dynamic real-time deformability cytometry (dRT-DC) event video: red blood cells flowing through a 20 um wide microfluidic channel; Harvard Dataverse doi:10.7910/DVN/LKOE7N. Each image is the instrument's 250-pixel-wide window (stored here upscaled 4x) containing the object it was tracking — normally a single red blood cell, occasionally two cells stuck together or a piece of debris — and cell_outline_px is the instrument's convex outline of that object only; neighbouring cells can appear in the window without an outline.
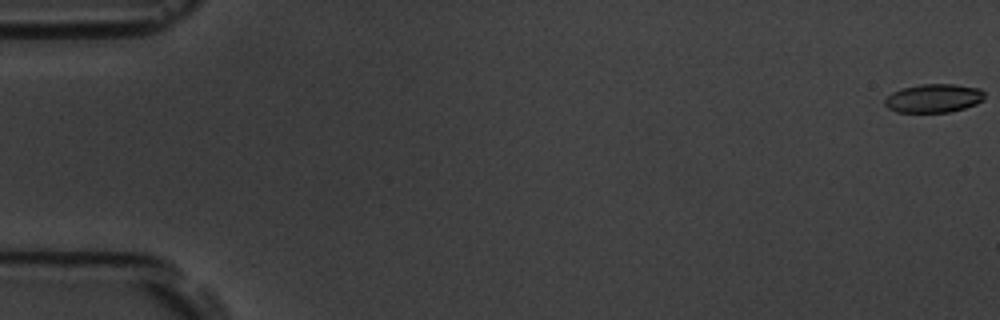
{"species": "common noctule bat (a hibernating species)", "species_latin": "Nyctalus noctula", "temperature_condition": "room temperature", "stored_images_in_passage": 6, "camera_frame_rate_fps": 3000, "um_per_image_px": 0.085, "animal": {"sex": "male", "body_mass_g": 19.5, "forearm_length_mm": 54.6}, "frame": {"image": 1, "passage_image": 1, "time_ms": 0.0, "image_size_px": [1000, 320], "cell_outline_px": [[984, 100], [976, 104], [964, 108], [948, 112], [896, 112], [888, 108], [884, 104], [884, 100], [892, 92], [900, 88], [920, 84], [956, 84], [980, 88], [984, 92]], "centroid_in_image_um": [79.36, 8.34], "position_along_channel_um": 5.6, "area_um2": 16.76}}
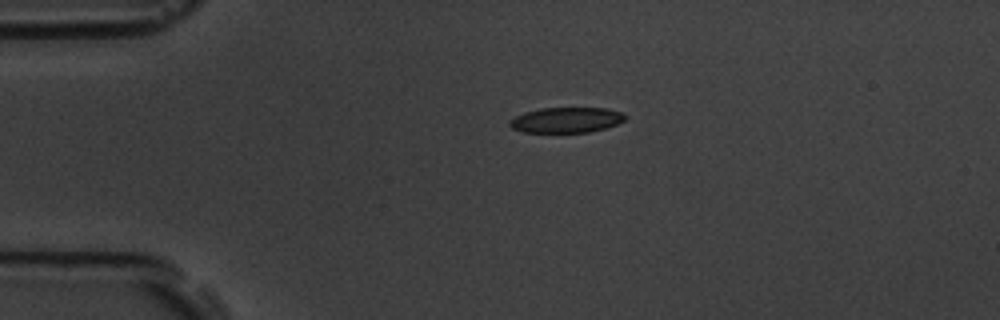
{"frame": {"image": 2, "passage_image": 5, "time_ms": 4.333, "image_size_px": [1000, 320], "cell_outline_px": [[628, 116], [624, 120], [616, 124], [604, 128], [588, 132], [524, 132], [512, 128], [508, 124], [508, 120], [524, 112], [540, 108], [604, 108], [624, 112]], "centroid_in_image_um": [48.13, 10.19], "position_along_channel_um": 36.9, "area_um2": 17.11}}